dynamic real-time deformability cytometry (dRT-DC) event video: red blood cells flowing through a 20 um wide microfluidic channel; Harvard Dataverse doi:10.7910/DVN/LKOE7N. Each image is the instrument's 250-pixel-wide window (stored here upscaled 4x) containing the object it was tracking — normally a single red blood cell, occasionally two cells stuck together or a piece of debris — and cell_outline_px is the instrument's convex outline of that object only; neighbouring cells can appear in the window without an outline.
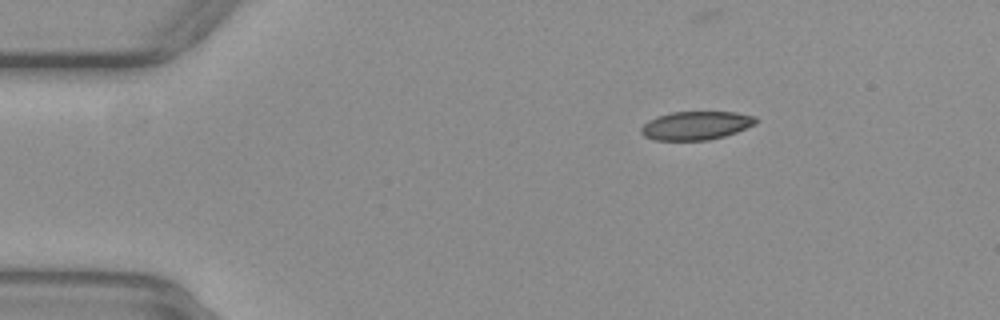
{"species": "common noctule bat (a hibernating species)", "species_latin": "Nyctalus noctula", "temperature_condition": "warm", "stored_images_in_passage": 43, "camera_frame_rate_fps": 3000, "um_per_image_px": 0.085, "animal": {"sex": "female", "body_mass_g": 29.2, "forearm_length_mm": 56.3}, "frame": {"image": 1, "passage_image": 9, "time_ms": 2.667, "image_size_px": [1000, 320], "cell_outline_px": [[756, 124], [736, 132], [724, 136], [708, 140], [652, 140], [644, 136], [640, 132], [640, 128], [648, 120], [656, 116], [672, 112], [736, 112], [756, 116]], "centroid_in_image_um": [59.14, 10.67], "position_along_channel_um": 25.9, "area_um2": 19.13}}
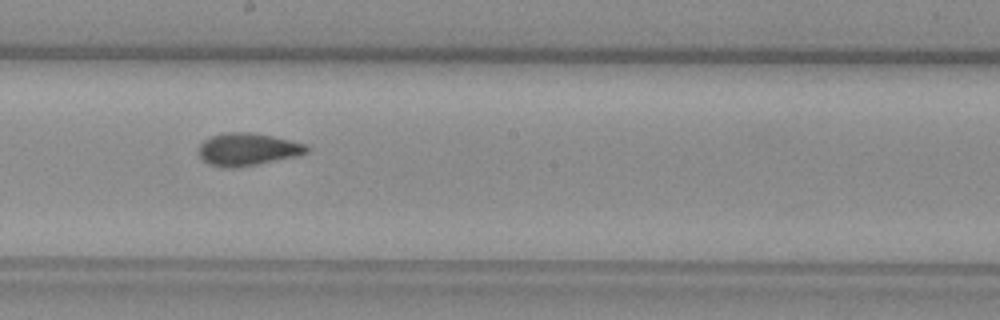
{"frame": {"image": 2, "passage_image": 30, "time_ms": 9.667, "image_size_px": [1000, 320], "cell_outline_px": [[308, 152], [296, 156], [236, 168], [224, 168], [208, 164], [200, 160], [200, 144], [204, 140], [212, 136], [224, 132], [248, 132], [272, 136], [308, 144]], "centroid_in_image_um": [21.03, 12.7], "position_along_channel_um": 227.2, "area_um2": 20.46}}
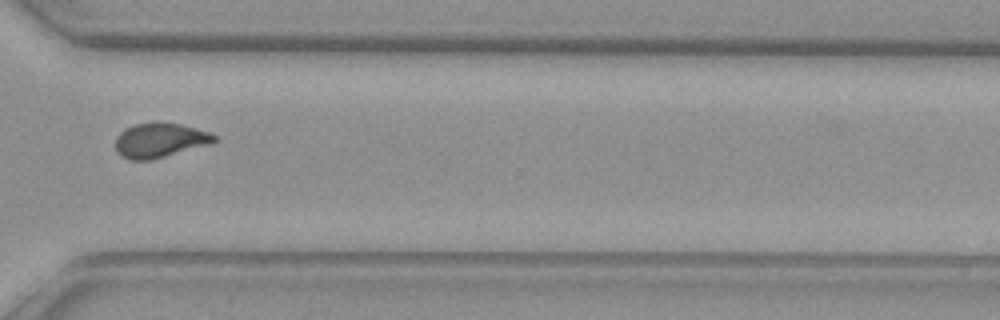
{"frame": {"image": 3, "passage_image": 40, "time_ms": 13.0, "image_size_px": [1000, 320], "cell_outline_px": [[216, 140], [208, 144], [152, 160], [128, 160], [120, 156], [116, 152], [116, 136], [124, 128], [136, 124], [180, 124], [196, 128], [208, 132], [216, 136]], "centroid_in_image_um": [13.53, 11.95], "position_along_channel_um": 357.1, "area_um2": 19.48}}